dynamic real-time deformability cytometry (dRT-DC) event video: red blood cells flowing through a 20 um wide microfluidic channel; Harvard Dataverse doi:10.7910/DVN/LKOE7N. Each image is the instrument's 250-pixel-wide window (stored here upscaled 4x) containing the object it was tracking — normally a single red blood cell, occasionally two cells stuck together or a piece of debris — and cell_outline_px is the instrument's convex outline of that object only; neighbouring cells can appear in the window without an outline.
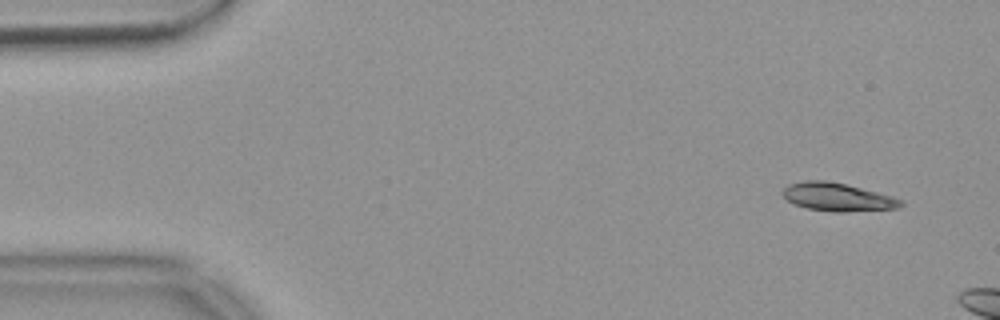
{"species": "common noctule bat (a hibernating species)", "species_latin": "Nyctalus noctula", "temperature_condition": "warm", "stored_images_in_passage": 5, "camera_frame_rate_fps": 3000, "um_per_image_px": 0.085, "animal": {"sex": "female", "body_mass_g": 18.4}, "frame": {"image": 1, "passage_image": 1, "time_ms": 0.0, "image_size_px": [1000, 320], "cell_outline_px": [[904, 204], [900, 208], [844, 212], [832, 212], [808, 208], [796, 204], [788, 200], [780, 192], [788, 184], [804, 180], [824, 180], [844, 184], [892, 196], [904, 200]], "centroid_in_image_um": [71.2, 16.75], "position_along_channel_um": 13.8, "area_um2": 19.31}}